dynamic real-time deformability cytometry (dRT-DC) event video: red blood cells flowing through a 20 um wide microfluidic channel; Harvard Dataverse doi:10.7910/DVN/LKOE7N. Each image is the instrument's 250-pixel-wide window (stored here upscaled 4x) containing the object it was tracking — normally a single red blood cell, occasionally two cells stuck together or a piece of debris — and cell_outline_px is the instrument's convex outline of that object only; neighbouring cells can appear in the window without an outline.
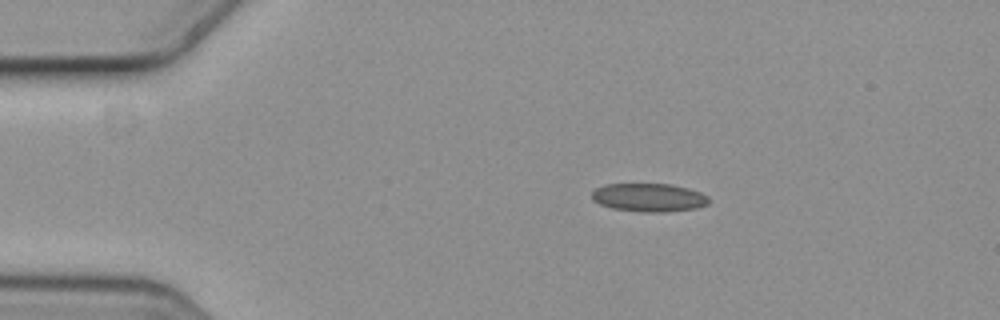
{"species": "common noctule bat (a hibernating species)", "species_latin": "Nyctalus noctula", "temperature_condition": "cold", "stored_images_in_passage": 4, "segment_of_instrument_passage": [1, 2], "camera_frame_rate_fps": 3000, "um_per_image_px": 0.085, "animal": {"sex": "female", "body_mass_g": 19.3, "forearm_length_mm": 54.1}, "frame": {"image": 1, "passage_image": 2, "time_ms": 0.333, "image_size_px": [1000, 320], "cell_outline_px": [[708, 204], [696, 208], [664, 212], [640, 212], [612, 208], [600, 204], [592, 200], [592, 192], [596, 188], [608, 184], [668, 184], [688, 188], [700, 192], [708, 196]], "centroid_in_image_um": [55.15, 16.79], "position_along_channel_um": 29.9, "area_um2": 19.25}}